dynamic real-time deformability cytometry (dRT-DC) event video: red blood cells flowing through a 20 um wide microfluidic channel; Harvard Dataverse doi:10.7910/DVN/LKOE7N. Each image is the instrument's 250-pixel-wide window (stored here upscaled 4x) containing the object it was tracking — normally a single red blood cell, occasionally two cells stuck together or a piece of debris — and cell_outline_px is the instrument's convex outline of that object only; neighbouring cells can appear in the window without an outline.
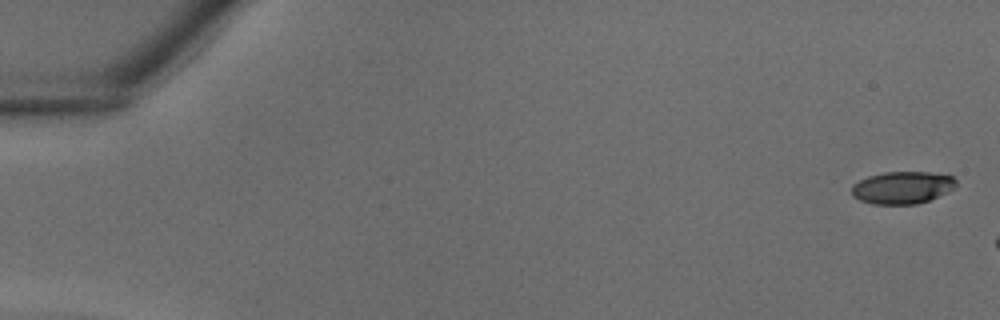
{"species": "common noctule bat (a hibernating species)", "species_latin": "Nyctalus noctula", "temperature_condition": "warm", "stored_images_in_passage": 5, "camera_frame_rate_fps": 3000, "um_per_image_px": 0.085, "animal": {"sex": "male", "body_mass_g": 18.8}, "frame": {"image": 1, "passage_image": 1, "time_ms": 0.0, "image_size_px": [1000, 320], "cell_outline_px": [[956, 184], [952, 188], [928, 200], [916, 204], [872, 204], [860, 200], [852, 196], [852, 184], [868, 176], [884, 172], [928, 172], [952, 176], [956, 180]], "centroid_in_image_um": [76.64, 15.94], "position_along_channel_um": 8.4, "area_um2": 19.42}}